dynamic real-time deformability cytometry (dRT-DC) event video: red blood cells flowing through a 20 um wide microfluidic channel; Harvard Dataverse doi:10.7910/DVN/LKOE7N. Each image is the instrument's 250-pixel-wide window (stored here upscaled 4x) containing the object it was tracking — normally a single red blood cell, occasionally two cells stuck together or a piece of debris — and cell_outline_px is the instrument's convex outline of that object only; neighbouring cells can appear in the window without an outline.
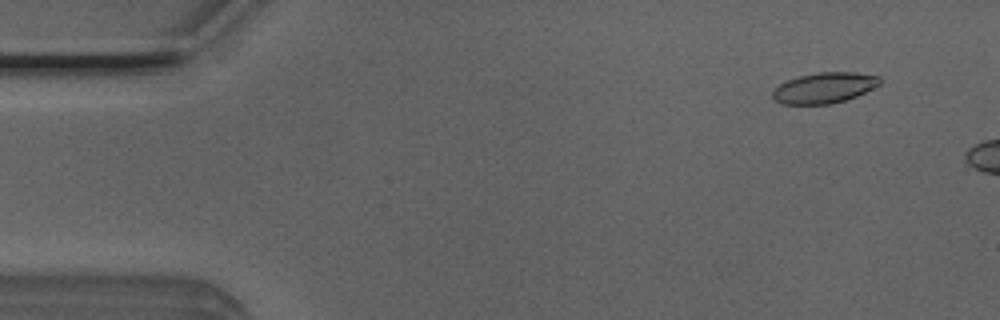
{"species": "Egyptian fruit bat (a non-hibernating species)", "species_latin": "Rousettus aegyptiacus", "temperature_condition": "room temperature", "stored_images_in_passage": 8, "camera_frame_rate_fps": 3000, "um_per_image_px": 0.085, "animal": {"sex": "male"}, "frame": {"image": 1, "passage_image": 4, "time_ms": 1.0, "image_size_px": [1000, 320], "cell_outline_px": [[880, 84], [856, 96], [844, 100], [828, 104], [780, 104], [772, 96], [772, 92], [780, 84], [788, 80], [800, 76], [816, 72], [852, 72], [880, 76]], "centroid_in_image_um": [70.05, 7.46], "position_along_channel_um": 14.9, "area_um2": 18.9}}